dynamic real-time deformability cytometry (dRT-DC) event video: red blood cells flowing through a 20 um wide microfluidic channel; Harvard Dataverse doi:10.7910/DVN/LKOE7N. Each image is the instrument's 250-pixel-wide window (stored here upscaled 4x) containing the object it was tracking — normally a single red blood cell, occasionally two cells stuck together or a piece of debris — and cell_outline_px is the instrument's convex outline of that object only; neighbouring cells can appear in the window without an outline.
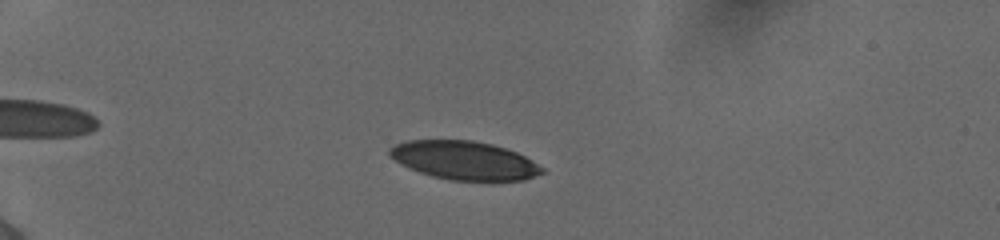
{"species": "human", "species_latin": "Homo sapiens", "temperature_condition": "cold", "stored_images_in_passage": 53, "camera_frame_rate_fps": 3000, "um_per_image_px": 0.085, "donor": {"sex": "female"}, "frame": {"image": 1, "passage_image": 14, "time_ms": 4.333, "image_size_px": [1000, 240], "cell_outline_px": [[544, 172], [524, 180], [448, 180], [432, 176], [408, 168], [400, 164], [388, 156], [388, 148], [396, 144], [408, 140], [472, 140], [492, 144], [516, 152], [532, 160], [544, 168]], "centroid_in_image_um": [39.42, 13.63], "position_along_channel_um": 45.6, "area_um2": 34.22}}
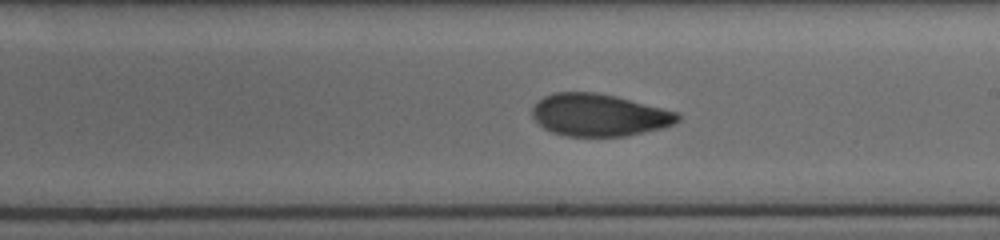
{"frame": {"image": 2, "passage_image": 33, "time_ms": 10.667, "image_size_px": [1000, 240], "cell_outline_px": [[680, 120], [664, 128], [624, 136], [568, 136], [552, 132], [544, 128], [532, 116], [532, 108], [544, 96], [556, 92], [596, 92], [616, 96], [676, 112], [680, 116]], "centroid_in_image_um": [50.92, 9.78], "position_along_channel_um": 238.1, "area_um2": 35.55}}
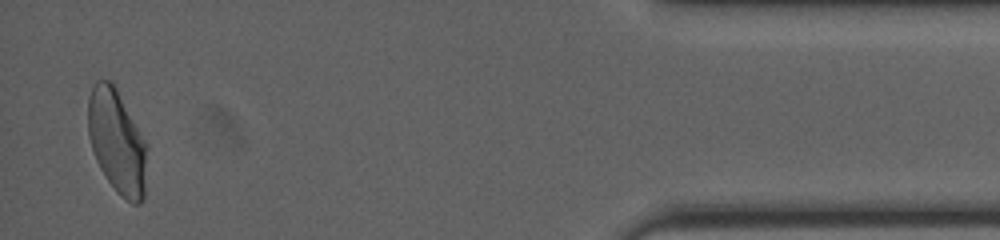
{"frame": {"image": 3, "passage_image": 52, "time_ms": 17.0, "image_size_px": [1000, 240], "cell_outline_px": [[144, 196], [140, 204], [132, 204], [120, 196], [116, 192], [100, 168], [96, 160], [88, 136], [88, 96], [96, 80], [108, 80], [116, 88], [144, 140]], "centroid_in_image_um": [9.89, 12.04], "position_along_channel_um": 425.3, "area_um2": 34.68}, "authors_computed_cell_mechanics": {"area_um2": 35.258, "velocity_mm_per_s": 3.8709, "shape_relaxation_time_tau1_ms": 3.8502, "shape_relaxation_time_tau2_ms": 1.587, "deformation_change_tau1": 0.1431, "deformation_change_tau2": 0.0684}}